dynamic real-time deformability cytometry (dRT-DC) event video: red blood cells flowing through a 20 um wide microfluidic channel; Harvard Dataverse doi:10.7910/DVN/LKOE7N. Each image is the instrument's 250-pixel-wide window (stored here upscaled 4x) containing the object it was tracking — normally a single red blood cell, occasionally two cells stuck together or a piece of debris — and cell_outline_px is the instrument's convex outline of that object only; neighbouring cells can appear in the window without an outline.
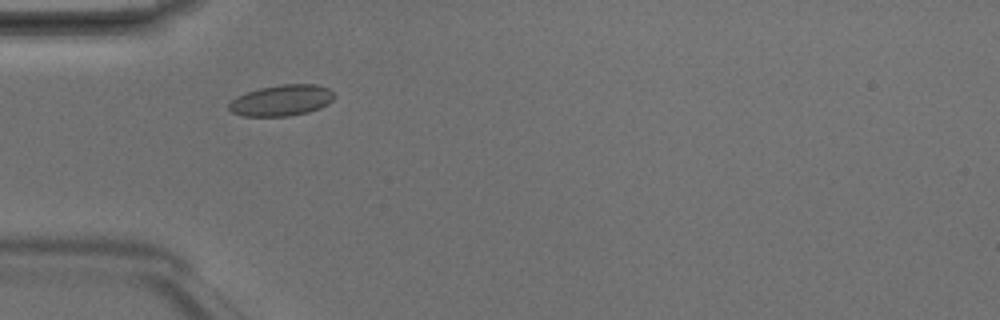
{"species": "Egyptian fruit bat (a non-hibernating species)", "species_latin": "Rousettus aegyptiacus", "temperature_condition": "room temperature", "stored_images_in_passage": 2, "camera_frame_rate_fps": 3000, "um_per_image_px": 0.085, "animal": {"sex": "male"}, "frame": {"image": 1, "passage_image": 2, "time_ms": 0.333, "image_size_px": [1000, 320], "cell_outline_px": [[332, 100], [328, 104], [320, 108], [308, 112], [288, 116], [244, 116], [232, 112], [228, 108], [228, 104], [236, 96], [260, 88], [280, 84], [316, 84], [328, 88], [332, 92]], "centroid_in_image_um": [23.92, 8.53], "position_along_channel_um": 61.1, "area_um2": 18.96}}